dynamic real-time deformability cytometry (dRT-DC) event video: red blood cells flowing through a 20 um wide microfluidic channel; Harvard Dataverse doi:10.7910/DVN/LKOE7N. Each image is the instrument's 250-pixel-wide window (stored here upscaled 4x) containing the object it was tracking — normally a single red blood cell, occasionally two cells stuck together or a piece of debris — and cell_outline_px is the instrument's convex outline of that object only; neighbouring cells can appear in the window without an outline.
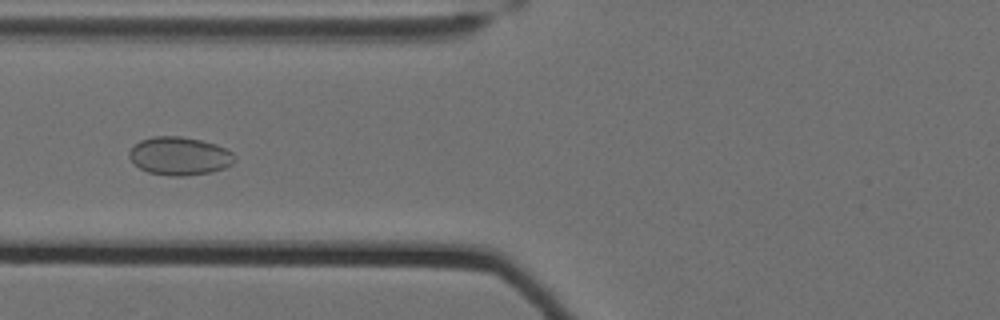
{"species": "Egyptian fruit bat (a non-hibernating species)", "species_latin": "Rousettus aegyptiacus", "temperature_condition": "cold", "stored_images_in_passage": 54, "camera_frame_rate_fps": 3000, "um_per_image_px": 0.085, "animal": {"sex": "female"}, "frame": {"image": 1, "passage_image": 21, "time_ms": 6.667, "image_size_px": [1000, 320], "cell_outline_px": [[236, 160], [232, 164], [224, 168], [212, 172], [184, 176], [172, 176], [148, 172], [140, 168], [128, 156], [128, 152], [140, 140], [152, 136], [180, 136], [200, 140], [216, 144], [232, 152], [236, 156]], "centroid_in_image_um": [15.28, 13.26], "position_along_channel_um": 110.5, "area_um2": 23.47}}
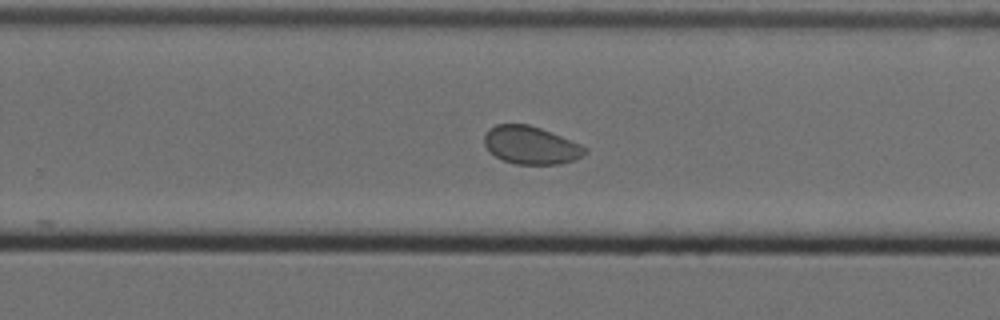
{"frame": {"image": 2, "passage_image": 36, "time_ms": 11.667, "image_size_px": [1000, 320], "cell_outline_px": [[588, 152], [584, 156], [576, 160], [560, 164], [516, 164], [504, 160], [496, 156], [484, 144], [484, 136], [488, 128], [496, 124], [528, 124], [540, 128], [580, 144], [588, 148]], "centroid_in_image_um": [45.15, 12.34], "position_along_channel_um": 284.6, "area_um2": 22.2}}
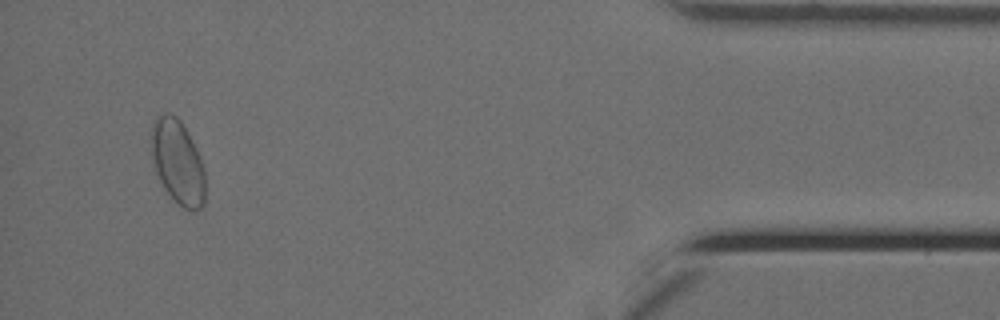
{"frame": {"image": 3, "passage_image": 52, "time_ms": 17.0, "image_size_px": [1000, 320], "cell_outline_px": [[204, 204], [200, 208], [192, 212], [184, 208], [164, 188], [156, 172], [152, 156], [152, 124], [156, 116], [164, 112], [168, 112], [176, 116], [180, 120], [188, 132], [196, 148], [204, 168]], "centroid_in_image_um": [15.11, 13.74], "position_along_channel_um": 420.1, "area_um2": 26.18}, "authors_computed_cell_mechanics": {"area_um2": 23.6113, "velocity_mm_per_s": 3.4761, "shape_relaxation_time_tau1_ms": null, "shape_relaxation_time_tau2_ms": 2.4565, "deformation_change_tau1": null, "deformation_change_tau2": 0.0473}}